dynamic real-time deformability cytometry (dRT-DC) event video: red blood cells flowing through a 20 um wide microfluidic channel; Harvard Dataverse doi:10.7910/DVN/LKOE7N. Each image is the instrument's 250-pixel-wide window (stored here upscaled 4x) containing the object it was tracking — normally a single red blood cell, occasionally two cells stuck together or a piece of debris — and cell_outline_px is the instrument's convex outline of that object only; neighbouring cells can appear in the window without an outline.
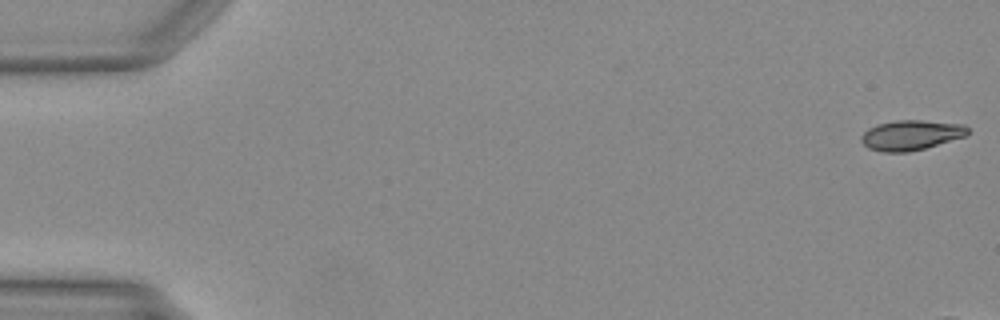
{"species": "Egyptian fruit bat (a non-hibernating species)", "species_latin": "Rousettus aegyptiacus", "temperature_condition": "warm", "stored_images_in_passage": 11, "camera_frame_rate_fps": 3000, "um_per_image_px": 0.085, "animal": {"sex": "female"}, "frame": {"image": 1, "passage_image": 1, "time_ms": 0.0, "image_size_px": [1000, 320], "cell_outline_px": [[968, 132], [964, 136], [924, 148], [908, 152], [884, 152], [868, 148], [860, 140], [860, 136], [868, 128], [880, 124], [896, 120], [920, 120], [964, 124], [968, 128]], "centroid_in_image_um": [77.4, 11.48], "position_along_channel_um": 7.6, "area_um2": 18.38}}